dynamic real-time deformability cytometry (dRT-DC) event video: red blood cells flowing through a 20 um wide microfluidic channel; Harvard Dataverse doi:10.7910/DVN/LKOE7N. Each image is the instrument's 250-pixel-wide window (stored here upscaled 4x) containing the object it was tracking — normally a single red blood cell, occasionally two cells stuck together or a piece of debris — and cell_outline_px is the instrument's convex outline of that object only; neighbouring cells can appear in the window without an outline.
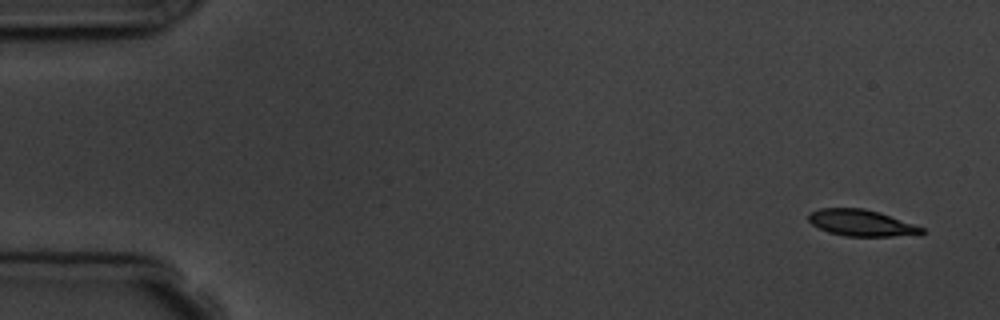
{"species": "common noctule bat (a hibernating species)", "species_latin": "Nyctalus noctula", "temperature_condition": "room temperature", "stored_images_in_passage": 5, "camera_frame_rate_fps": 3000, "um_per_image_px": 0.085, "animal": {"sex": "male", "body_mass_g": 19.5, "forearm_length_mm": 54.6}, "frame": {"image": 1, "passage_image": 1, "time_ms": 0.0, "image_size_px": [1000, 320], "cell_outline_px": [[924, 232], [920, 236], [844, 236], [828, 232], [812, 224], [808, 220], [808, 212], [820, 208], [864, 208], [924, 228]], "centroid_in_image_um": [73.2, 18.96], "position_along_channel_um": 11.8, "area_um2": 17.34}}
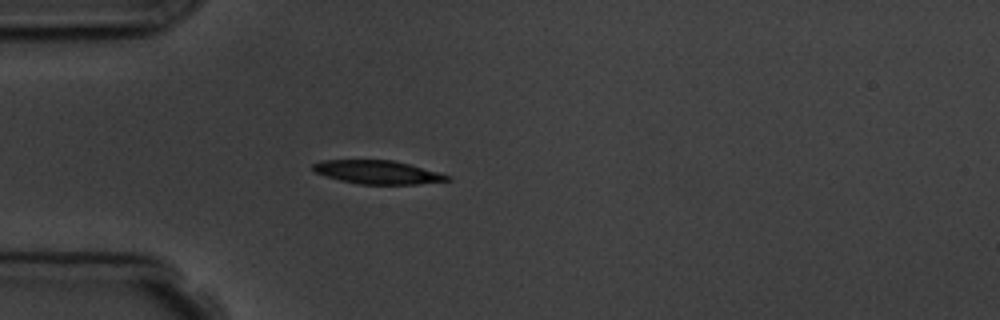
{"frame": {"image": 2, "passage_image": 5, "time_ms": 4.333, "image_size_px": [1000, 320], "cell_outline_px": [[452, 180], [416, 184], [360, 184], [340, 180], [316, 172], [312, 168], [312, 164], [320, 160], [392, 160], [440, 172], [452, 176]], "centroid_in_image_um": [32.13, 14.63], "position_along_channel_um": 52.9, "area_um2": 18.26}}